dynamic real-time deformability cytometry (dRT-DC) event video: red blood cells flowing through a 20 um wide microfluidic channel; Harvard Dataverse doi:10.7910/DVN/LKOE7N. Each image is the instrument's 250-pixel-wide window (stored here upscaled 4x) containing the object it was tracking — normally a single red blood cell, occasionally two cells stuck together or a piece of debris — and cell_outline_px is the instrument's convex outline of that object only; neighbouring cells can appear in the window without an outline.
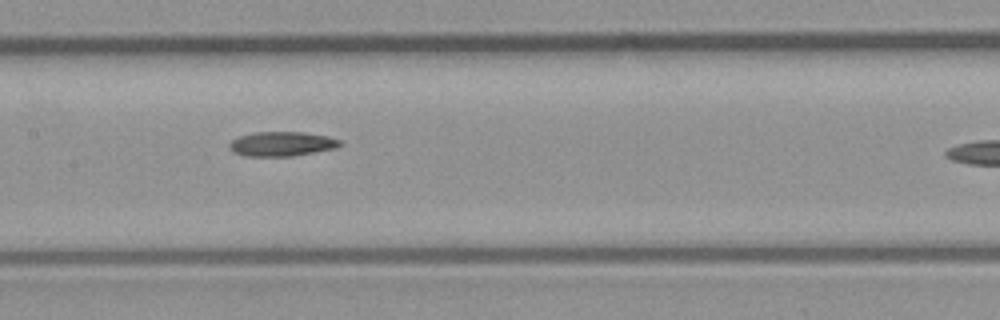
{"species": "common noctule bat (a hibernating species)", "species_latin": "Nyctalus noctula", "temperature_condition": "room temperature", "stored_images_in_passage": 14, "camera_frame_rate_fps": 3000, "um_per_image_px": 0.085, "animal": {"sex": "male", "body_mass_g": 23.1, "forearm_length_mm": 52.7}, "frame": {"image": 1, "passage_image": 12, "time_ms": 3.667, "image_size_px": [1000, 320], "cell_outline_px": [[344, 144], [336, 148], [292, 156], [244, 156], [232, 152], [228, 148], [228, 144], [232, 140], [240, 136], [256, 132], [304, 132], [328, 136], [340, 140]], "centroid_in_image_um": [23.95, 12.23], "position_along_channel_um": 183.5, "area_um2": 15.9}}